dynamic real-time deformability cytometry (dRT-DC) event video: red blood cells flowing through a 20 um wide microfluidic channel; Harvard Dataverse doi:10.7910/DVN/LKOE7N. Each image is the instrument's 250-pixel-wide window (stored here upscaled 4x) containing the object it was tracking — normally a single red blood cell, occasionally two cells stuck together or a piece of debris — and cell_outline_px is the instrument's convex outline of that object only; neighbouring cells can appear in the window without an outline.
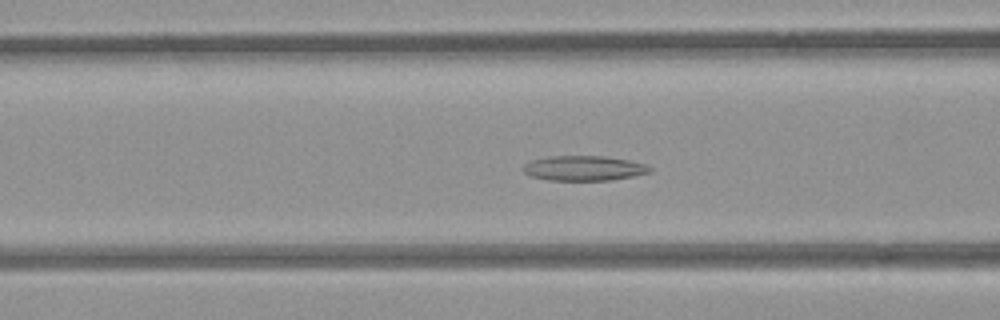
{"species": "common noctule bat (a hibernating species)", "species_latin": "Nyctalus noctula", "temperature_condition": "room temperature", "stored_images_in_passage": 51, "camera_frame_rate_fps": 3000, "um_per_image_px": 0.085, "animal": {"sex": "female", "body_mass_g": 21.9}, "frame": {"image": 1, "passage_image": 17, "time_ms": 5.333, "image_size_px": [1000, 320], "cell_outline_px": [[652, 172], [612, 180], [548, 180], [532, 176], [524, 172], [520, 168], [524, 164], [532, 160], [548, 156], [604, 156], [628, 160], [644, 164], [652, 168]], "centroid_in_image_um": [49.61, 14.29], "position_along_channel_um": 117.0, "area_um2": 18.38}}
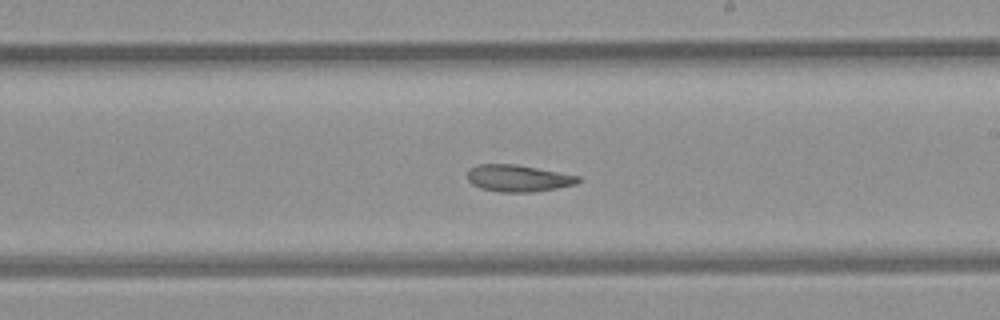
{"frame": {"image": 2, "passage_image": 27, "time_ms": 8.667, "image_size_px": [1000, 320], "cell_outline_px": [[580, 180], [576, 184], [556, 188], [532, 192], [500, 192], [480, 188], [472, 184], [468, 180], [468, 168], [476, 164], [516, 164], [580, 176]], "centroid_in_image_um": [44.01, 15.14], "position_along_channel_um": 245.0, "area_um2": 17.34}}
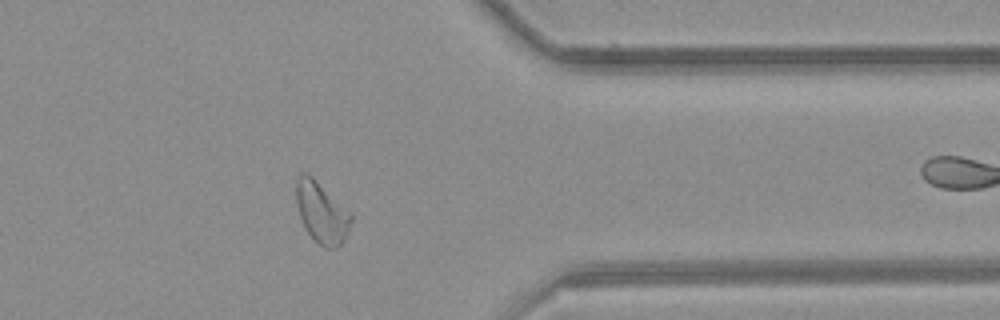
{"frame": {"image": 3, "passage_image": 39, "time_ms": 12.667, "image_size_px": [1000, 320], "cell_outline_px": [[352, 220], [348, 232], [344, 240], [336, 248], [324, 248], [312, 240], [304, 228], [296, 204], [296, 180], [304, 172], [312, 176], [352, 212]], "centroid_in_image_um": [27.35, 18.09], "position_along_channel_um": 384.1, "area_um2": 19.83}, "authors_computed_cell_mechanics": {"area_um2": 19.8254, "velocity_mm_per_s": 3.8447, "shape_relaxation_time_tau1_ms": null, "shape_relaxation_time_tau2_ms": 4.7871, "deformation_change_tau1": null, "deformation_change_tau2": 0.1121}}